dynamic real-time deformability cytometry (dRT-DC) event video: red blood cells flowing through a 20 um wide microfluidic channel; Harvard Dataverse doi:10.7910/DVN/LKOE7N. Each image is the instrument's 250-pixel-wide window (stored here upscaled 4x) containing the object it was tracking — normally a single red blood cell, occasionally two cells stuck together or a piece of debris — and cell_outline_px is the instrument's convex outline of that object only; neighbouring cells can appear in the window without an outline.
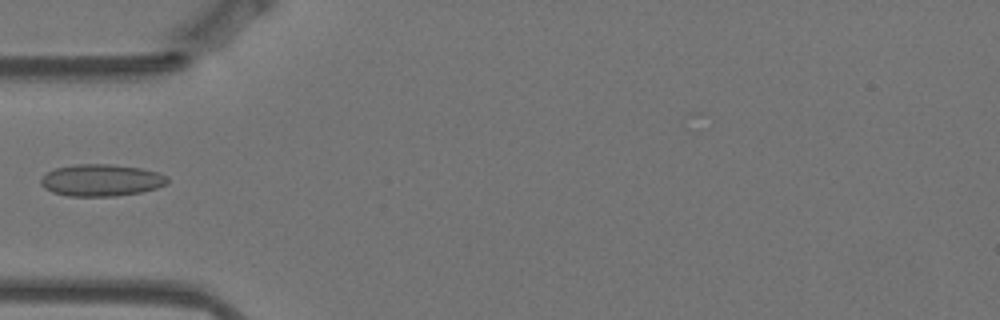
{"species": "Egyptian fruit bat (a non-hibernating species)", "species_latin": "Rousettus aegyptiacus", "temperature_condition": "warm", "stored_images_in_passage": 40, "camera_frame_rate_fps": 3000, "um_per_image_px": 0.085, "animal": {"sex": "female"}, "frame": {"image": 1, "passage_image": 1, "time_ms": 0.0, "image_size_px": [1000, 320], "cell_outline_px": [[168, 184], [156, 188], [140, 192], [116, 196], [68, 196], [52, 192], [44, 188], [40, 184], [40, 180], [48, 172], [56, 168], [72, 164], [108, 164], [140, 168], [156, 172], [168, 176]], "centroid_in_image_um": [8.6, 15.32], "position_along_channel_um": 76.4, "area_um2": 23.52}}
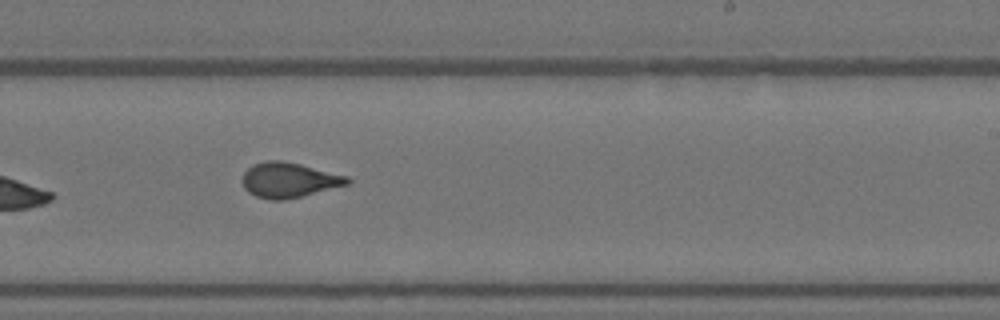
{"frame": {"image": 2, "passage_image": 17, "time_ms": 5.333, "image_size_px": [1000, 320], "cell_outline_px": [[352, 180], [348, 184], [284, 200], [272, 200], [256, 196], [248, 192], [244, 188], [240, 180], [244, 172], [252, 164], [264, 160], [280, 160], [300, 164], [348, 176]], "centroid_in_image_um": [24.51, 15.29], "position_along_channel_um": 264.5, "area_um2": 21.44}}
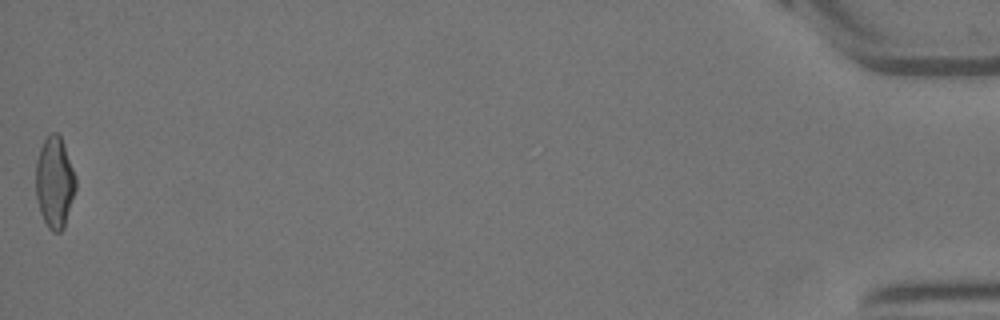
{"frame": {"image": 3, "passage_image": 40, "time_ms": 13.0, "image_size_px": [1000, 320], "cell_outline_px": [[76, 188], [64, 228], [60, 232], [52, 232], [48, 228], [40, 212], [36, 200], [36, 160], [40, 148], [44, 140], [52, 132], [56, 132], [60, 136], [64, 144], [76, 176]], "centroid_in_image_um": [4.64, 15.52], "position_along_channel_um": 430.6, "area_um2": 21.33}}